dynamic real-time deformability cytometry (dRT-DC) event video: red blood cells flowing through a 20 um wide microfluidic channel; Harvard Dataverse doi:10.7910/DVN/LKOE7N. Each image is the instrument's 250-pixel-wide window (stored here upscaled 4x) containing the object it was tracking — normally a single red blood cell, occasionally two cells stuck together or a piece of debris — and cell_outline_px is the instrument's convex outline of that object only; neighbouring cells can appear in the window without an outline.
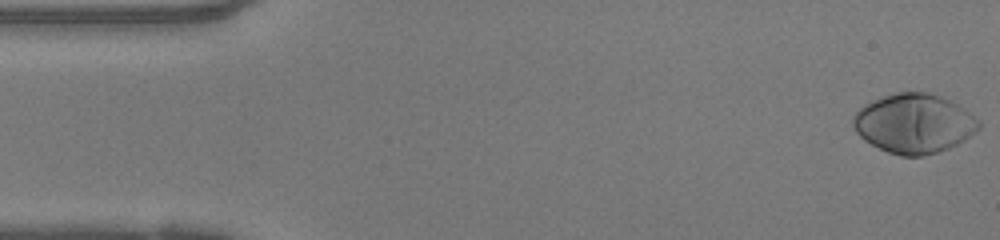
{"species": "human", "species_latin": "Homo sapiens", "temperature_condition": "warm", "stored_images_in_passage": 44, "camera_frame_rate_fps": 3000, "um_per_image_px": 0.085, "donor": {"sex": "female"}, "frame": {"image": 1, "passage_image": 1, "time_ms": 0.0, "image_size_px": [1000, 240], "cell_outline_px": [[980, 128], [976, 132], [964, 140], [948, 148], [924, 156], [900, 156], [888, 152], [864, 140], [856, 132], [852, 124], [852, 116], [864, 104], [872, 100], [896, 92], [928, 92], [940, 96], [964, 108], [980, 120]], "centroid_in_image_um": [77.68, 10.49], "position_along_channel_um": 7.3, "area_um2": 43.47}}
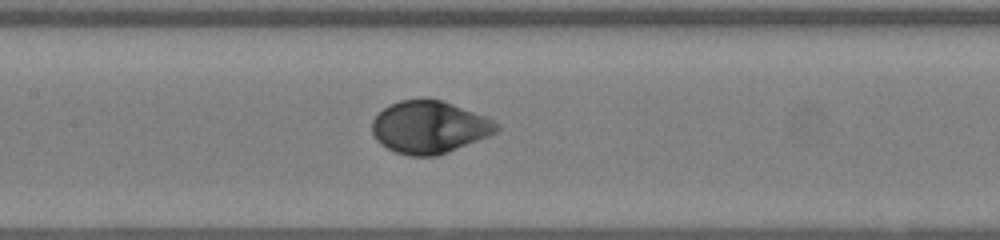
{"frame": {"image": 2, "passage_image": 22, "time_ms": 7.0, "image_size_px": [1000, 240], "cell_outline_px": [[500, 128], [496, 132], [488, 136], [448, 152], [436, 156], [408, 156], [396, 152], [380, 144], [376, 140], [372, 132], [372, 120], [384, 108], [400, 100], [440, 100], [452, 104], [484, 116], [500, 124]], "centroid_in_image_um": [36.48, 10.83], "position_along_channel_um": 170.9, "area_um2": 37.57}}
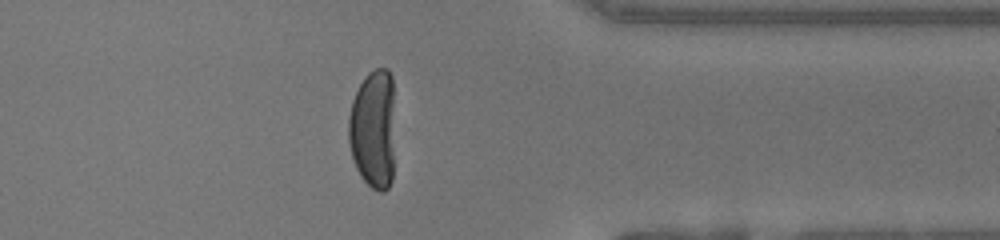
{"frame": {"image": 3, "passage_image": 38, "time_ms": 12.333, "image_size_px": [1000, 240], "cell_outline_px": [[392, 180], [388, 188], [384, 192], [380, 192], [372, 188], [360, 176], [356, 168], [352, 156], [348, 140], [348, 116], [352, 100], [364, 76], [368, 72], [376, 68], [388, 68], [392, 76]], "centroid_in_image_um": [31.69, 10.96], "position_along_channel_um": 379.7, "area_um2": 32.14}, "authors_computed_cell_mechanics": {"area_um2": 39.015, "velocity_mm_per_s": 4.138, "shape_relaxation_time_tau1_ms": 2.8083, "shape_relaxation_time_tau2_ms": null, "deformation_change_tau1": 0.1863, "deformation_change_tau2": null}}